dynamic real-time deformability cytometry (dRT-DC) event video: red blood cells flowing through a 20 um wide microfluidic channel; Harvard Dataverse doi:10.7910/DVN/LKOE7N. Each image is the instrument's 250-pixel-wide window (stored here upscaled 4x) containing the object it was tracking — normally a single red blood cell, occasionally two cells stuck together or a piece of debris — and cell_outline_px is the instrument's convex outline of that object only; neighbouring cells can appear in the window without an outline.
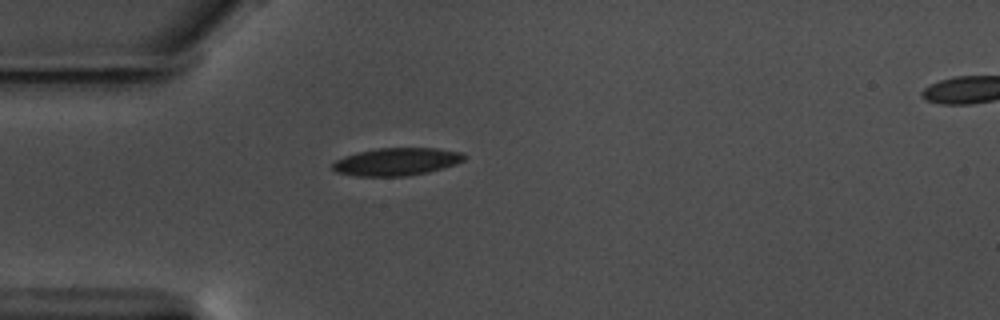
{"species": "common noctule bat (a hibernating species)", "species_latin": "Nyctalus noctula", "temperature_condition": "warm", "stored_images_in_passage": 42, "camera_frame_rate_fps": 3000, "um_per_image_px": 0.085, "animal": {"sex": "male", "body_mass_g": 17.5, "forearm_length_mm": 52.3}, "frame": {"image": 1, "passage_image": 1, "time_ms": 0.0, "image_size_px": [1000, 320], "cell_outline_px": [[468, 156], [464, 160], [456, 164], [428, 172], [404, 176], [356, 176], [336, 172], [332, 168], [332, 164], [336, 160], [344, 156], [356, 152], [376, 148], [436, 148], [464, 152]], "centroid_in_image_um": [33.73, 13.73], "position_along_channel_um": 51.3, "area_um2": 21.39}}
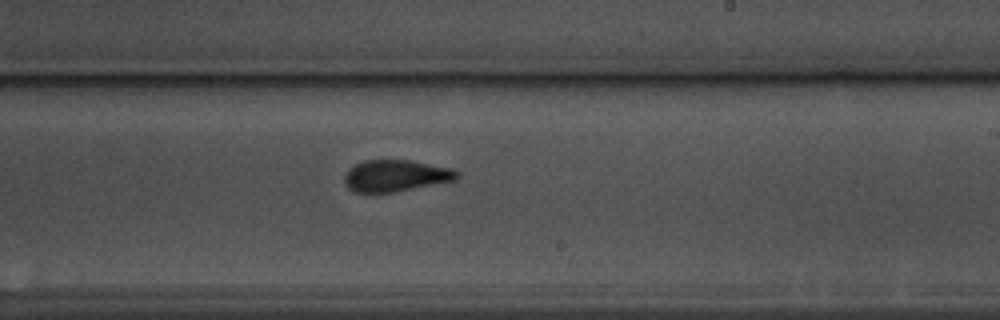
{"frame": {"image": 2, "passage_image": 19, "time_ms": 6.0, "image_size_px": [1000, 320], "cell_outline_px": [[460, 176], [456, 180], [392, 192], [356, 192], [348, 188], [344, 184], [344, 176], [348, 168], [364, 160], [408, 160], [452, 168], [460, 172]], "centroid_in_image_um": [33.63, 14.93], "position_along_channel_um": 255.4, "area_um2": 20.69}}
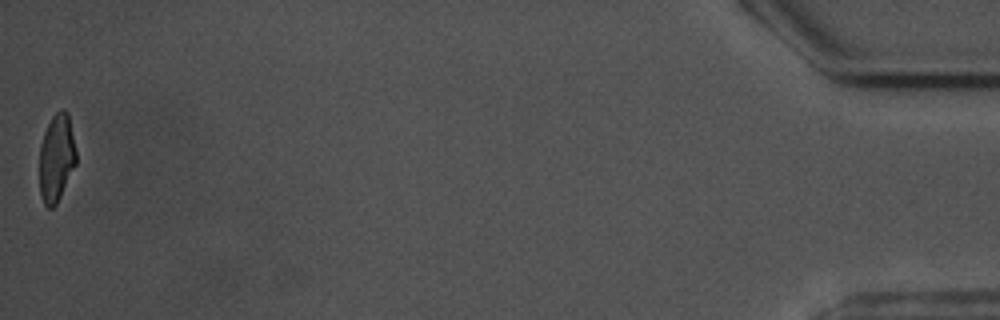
{"frame": {"image": 3, "passage_image": 42, "time_ms": 13.667, "image_size_px": [1000, 320], "cell_outline_px": [[76, 164], [56, 204], [52, 208], [48, 208], [44, 204], [40, 192], [40, 144], [44, 132], [52, 116], [60, 108], [64, 108], [68, 112], [76, 148]], "centroid_in_image_um": [4.81, 13.38], "position_along_channel_um": 430.4, "area_um2": 18.79}, "authors_computed_cell_mechanics": {"area_um2": 20.8369, "velocity_mm_per_s": 3.5741, "shape_relaxation_time_tau1_ms": 6.3671, "shape_relaxation_time_tau2_ms": 1.3326, "deformation_change_tau1": 0.1632, "deformation_change_tau2": 0.0693}}